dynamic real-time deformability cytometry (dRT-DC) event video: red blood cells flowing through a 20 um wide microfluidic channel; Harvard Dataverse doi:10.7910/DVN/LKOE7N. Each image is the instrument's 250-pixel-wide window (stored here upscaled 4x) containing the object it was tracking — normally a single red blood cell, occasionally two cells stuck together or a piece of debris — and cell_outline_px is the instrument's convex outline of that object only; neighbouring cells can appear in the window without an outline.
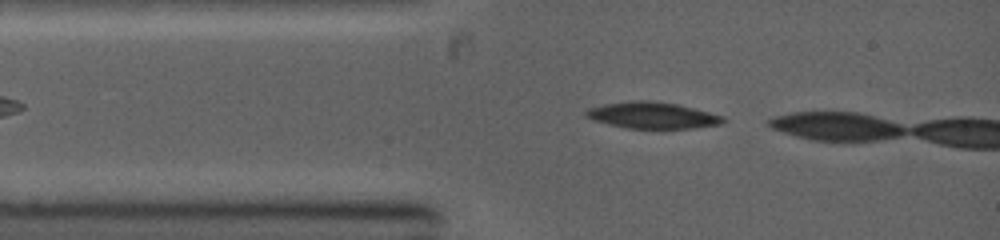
{"species": "common noctule bat (a hibernating species)", "species_latin": "Nyctalus noctula", "temperature_condition": "warm", "stored_images_in_passage": 2, "camera_frame_rate_fps": 5000, "um_per_image_px": 0.085, "animal": {"sex": "female", "body_mass_g": 19.0, "forearm_length_mm": 53.3}, "frame": {"image": 1, "passage_image": 1, "time_ms": 0.0, "image_size_px": [1000, 240], "cell_outline_px": [[728, 120], [720, 124], [692, 128], [628, 128], [608, 124], [584, 116], [584, 112], [588, 108], [604, 104], [632, 100], [648, 100], [676, 104], [724, 116]], "centroid_in_image_um": [55.44, 9.8], "position_along_channel_um": 29.6, "area_um2": 20.92}}